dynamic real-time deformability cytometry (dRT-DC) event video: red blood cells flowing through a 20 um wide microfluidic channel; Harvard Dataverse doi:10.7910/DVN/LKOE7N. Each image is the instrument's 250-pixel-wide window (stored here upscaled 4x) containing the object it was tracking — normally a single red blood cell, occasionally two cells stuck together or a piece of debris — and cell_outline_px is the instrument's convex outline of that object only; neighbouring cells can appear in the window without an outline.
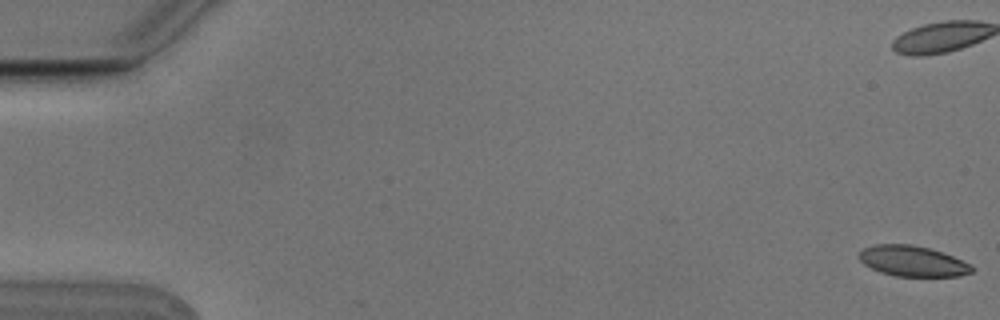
{"species": "Egyptian fruit bat (a non-hibernating species)", "species_latin": "Rousettus aegyptiacus", "temperature_condition": "cold", "stored_images_in_passage": 4, "camera_frame_rate_fps": 3000, "um_per_image_px": 0.085, "animal": {"sex": "male"}, "frame": {"image": 1, "passage_image": 1, "time_ms": 0.0, "image_size_px": [1000, 320], "cell_outline_px": [[972, 272], [960, 276], [896, 276], [880, 272], [864, 264], [856, 256], [864, 248], [872, 244], [908, 244], [928, 248], [952, 256], [968, 264], [972, 268]], "centroid_in_image_um": [77.5, 22.19], "position_along_channel_um": 7.5, "area_um2": 19.83}}